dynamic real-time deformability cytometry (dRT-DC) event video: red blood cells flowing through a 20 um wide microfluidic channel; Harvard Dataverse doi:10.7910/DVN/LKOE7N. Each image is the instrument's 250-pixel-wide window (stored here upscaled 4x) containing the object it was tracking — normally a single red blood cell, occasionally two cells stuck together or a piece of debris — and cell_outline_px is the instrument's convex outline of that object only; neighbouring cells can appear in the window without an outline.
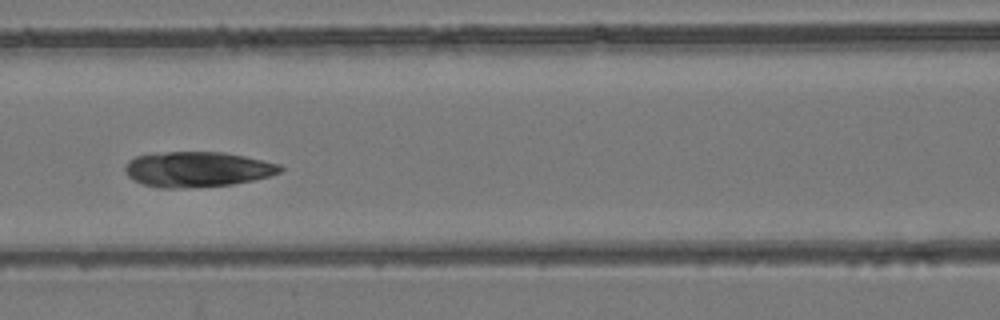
{"species": "common noctule bat (a hibernating species)", "species_latin": "Nyctalus noctula", "temperature_condition": "room temperature", "stored_images_in_passage": 3, "camera_frame_rate_fps": 3000, "um_per_image_px": 0.085, "animal": {"sex": "female", "body_mass_g": 24.6, "forearm_length_mm": 56.2}, "frame": {"image": 1, "passage_image": 3, "time_ms": 0.667, "image_size_px": [1000, 320], "cell_outline_px": [[284, 168], [280, 172], [268, 176], [252, 180], [232, 184], [180, 188], [160, 188], [144, 184], [128, 176], [124, 172], [124, 168], [128, 160], [136, 156], [168, 152], [224, 152], [244, 156], [280, 164]], "centroid_in_image_um": [16.76, 14.38], "position_along_channel_um": 149.8, "area_um2": 31.62}}